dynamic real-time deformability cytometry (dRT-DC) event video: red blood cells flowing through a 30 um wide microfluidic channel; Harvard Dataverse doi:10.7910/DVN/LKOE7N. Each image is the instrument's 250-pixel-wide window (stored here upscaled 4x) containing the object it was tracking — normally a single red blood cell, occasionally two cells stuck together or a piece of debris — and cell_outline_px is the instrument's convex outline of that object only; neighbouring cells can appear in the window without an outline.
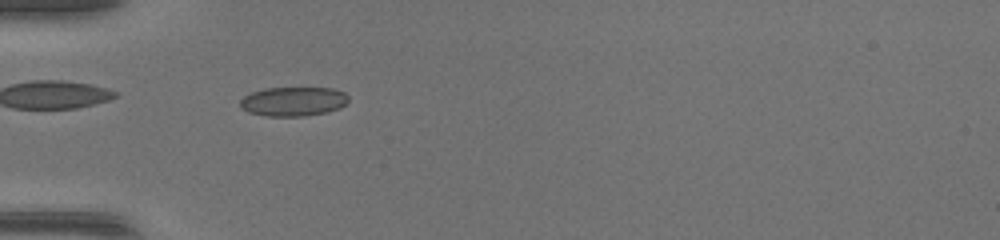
{"species": "common noctule bat (a hibernating species)", "species_latin": "Nyctalus noctula", "temperature_condition": "warm", "stored_images_in_passage": 34, "camera_frame_rate_fps": 3000, "um_per_image_px": 0.085, "animal": {"sex": "female", "body_mass_g": 17.0, "forearm_length_mm": 48.0}, "frame": {"image": 1, "passage_image": 3, "time_ms": 0.667, "image_size_px": [1000, 240], "cell_outline_px": [[348, 100], [344, 104], [336, 108], [324, 112], [300, 116], [268, 116], [248, 112], [240, 108], [240, 100], [244, 96], [252, 92], [264, 88], [332, 88], [344, 92], [348, 96]], "centroid_in_image_um": [24.87, 8.61], "position_along_channel_um": 60.1, "area_um2": 18.21}}
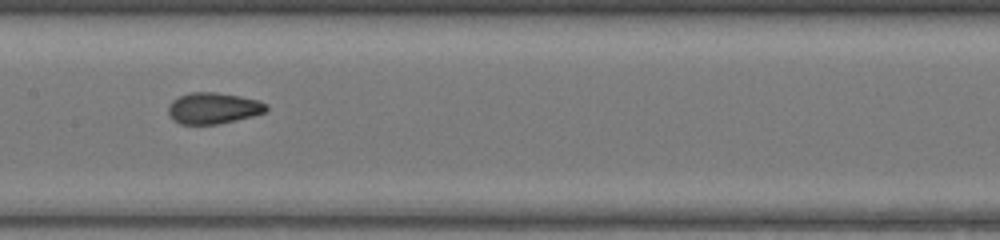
{"frame": {"image": 2, "passage_image": 12, "time_ms": 3.667, "image_size_px": [1000, 240], "cell_outline_px": [[268, 108], [264, 112], [252, 116], [216, 124], [180, 124], [168, 112], [168, 108], [172, 100], [188, 92], [216, 92], [240, 96], [260, 100], [268, 104]], "centroid_in_image_um": [18.15, 9.17], "position_along_channel_um": 189.2, "area_um2": 17.69}}
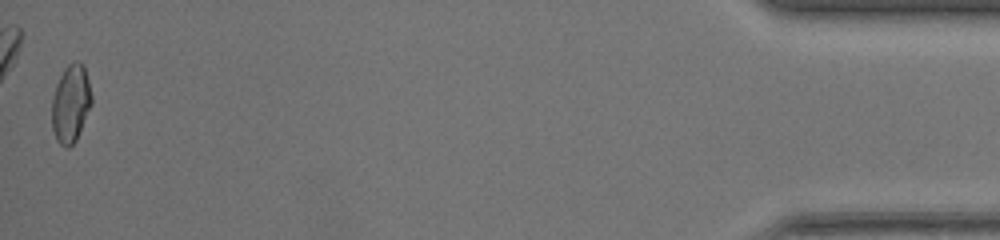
{"frame": {"image": 3, "passage_image": 34, "time_ms": 11.0, "image_size_px": [1000, 240], "cell_outline_px": [[92, 104], [76, 140], [68, 148], [64, 148], [56, 140], [52, 128], [52, 100], [56, 84], [64, 68], [68, 64], [76, 60], [84, 64], [92, 96]], "centroid_in_image_um": [6.01, 8.8], "position_along_channel_um": 429.2, "area_um2": 18.15}}